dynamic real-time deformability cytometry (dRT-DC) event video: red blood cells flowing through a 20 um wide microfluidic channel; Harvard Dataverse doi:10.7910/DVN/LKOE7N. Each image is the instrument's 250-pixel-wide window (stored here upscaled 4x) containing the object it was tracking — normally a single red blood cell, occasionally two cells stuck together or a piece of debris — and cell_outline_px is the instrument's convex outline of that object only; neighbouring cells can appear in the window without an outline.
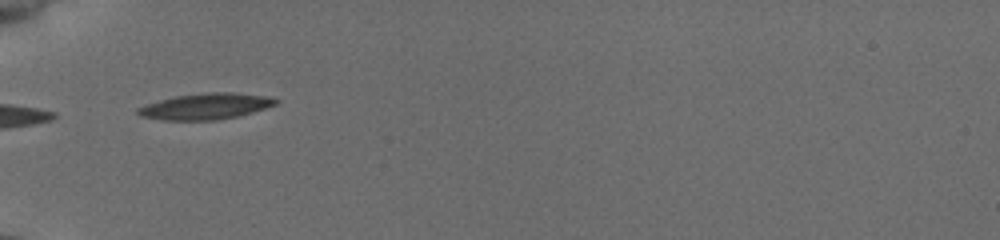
{"species": "common noctule bat (a hibernating species)", "species_latin": "Nyctalus noctula", "temperature_condition": "cold", "stored_images_in_passage": 4, "camera_frame_rate_fps": 3000, "um_per_image_px": 0.085, "animal": {"sex": "female", "body_mass_g": 19.5, "forearm_length_mm": 54.1}, "frame": {"image": 1, "passage_image": 1, "time_ms": 0.0, "image_size_px": [1000, 240], "cell_outline_px": [[280, 100], [276, 104], [240, 116], [216, 120], [164, 120], [140, 116], [136, 112], [136, 108], [160, 100], [176, 96], [208, 92], [232, 92], [264, 96]], "centroid_in_image_um": [17.47, 9.04], "position_along_channel_um": 67.5, "area_um2": 20.75}}